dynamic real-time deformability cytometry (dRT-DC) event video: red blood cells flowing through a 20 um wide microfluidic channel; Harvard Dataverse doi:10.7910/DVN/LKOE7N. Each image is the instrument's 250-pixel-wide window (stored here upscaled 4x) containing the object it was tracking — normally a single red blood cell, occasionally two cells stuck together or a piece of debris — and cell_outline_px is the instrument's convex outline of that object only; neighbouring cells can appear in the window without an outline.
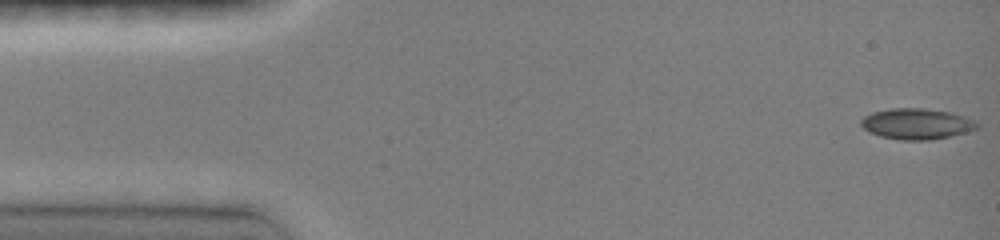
{"species": "common noctule bat (a hibernating species)", "species_latin": "Nyctalus noctula", "temperature_condition": "room temperature", "stored_images_in_passage": 46, "camera_frame_rate_fps": 3000, "um_per_image_px": 0.085, "animal": {"sex": "female", "body_mass_g": 19.0, "forearm_length_mm": 51.5}, "frame": {"image": 1, "passage_image": 1, "time_ms": 0.0, "image_size_px": [1000, 240], "cell_outline_px": [[976, 128], [964, 132], [948, 136], [928, 140], [904, 140], [880, 136], [868, 132], [860, 124], [860, 120], [864, 116], [872, 112], [888, 108], [924, 108], [952, 112], [976, 120]], "centroid_in_image_um": [77.86, 10.51], "position_along_channel_um": 7.1, "area_um2": 20.75}}
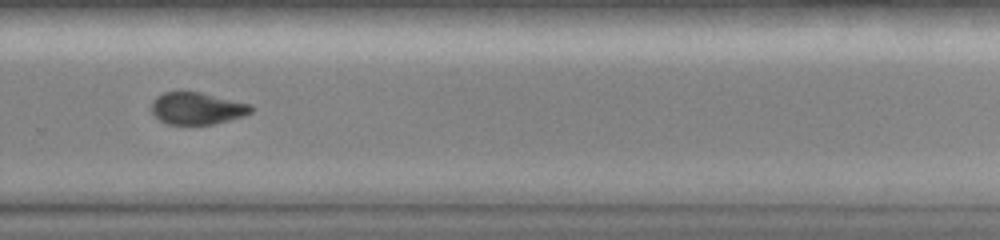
{"frame": {"image": 2, "passage_image": 32, "time_ms": 10.333, "image_size_px": [1000, 240], "cell_outline_px": [[252, 112], [244, 116], [212, 124], [168, 124], [160, 120], [152, 112], [152, 100], [156, 96], [164, 92], [180, 88], [200, 92], [252, 104]], "centroid_in_image_um": [16.72, 9.16], "position_along_channel_um": 313.1, "area_um2": 19.02}}
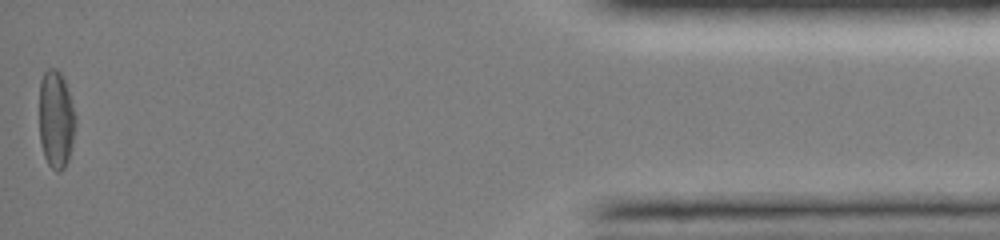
{"frame": {"image": 3, "passage_image": 46, "time_ms": 15.0, "image_size_px": [1000, 240], "cell_outline_px": [[76, 124], [72, 144], [68, 160], [64, 168], [60, 172], [56, 172], [48, 164], [44, 156], [40, 140], [40, 80], [44, 72], [48, 68], [56, 68], [64, 76], [76, 116]], "centroid_in_image_um": [4.77, 10.13], "position_along_channel_um": 430.4, "area_um2": 20.87}, "authors_computed_cell_mechanics": {"area_um2": 19.8254, "velocity_mm_per_s": 4.1223, "shape_relaxation_time_tau1_ms": null, "shape_relaxation_time_tau2_ms": 2.672, "deformation_change_tau1": null, "deformation_change_tau2": 0.0691}}